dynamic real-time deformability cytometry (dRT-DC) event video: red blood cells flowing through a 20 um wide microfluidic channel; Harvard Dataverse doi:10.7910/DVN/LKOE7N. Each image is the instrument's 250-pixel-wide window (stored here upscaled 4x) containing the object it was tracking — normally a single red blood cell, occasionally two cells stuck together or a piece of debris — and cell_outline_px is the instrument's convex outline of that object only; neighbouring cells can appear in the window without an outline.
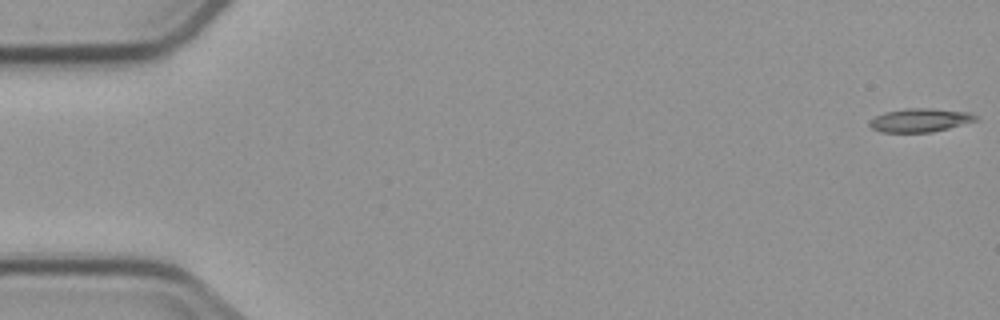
{"species": "common noctule bat (a hibernating species)", "species_latin": "Nyctalus noctula", "temperature_condition": "cold", "stored_images_in_passage": 5, "camera_frame_rate_fps": 3000, "um_per_image_px": 0.085, "animal": {"sex": "male", "body_mass_g": 23.1, "forearm_length_mm": 52.7}, "frame": {"image": 1, "passage_image": 1, "time_ms": 0.0, "image_size_px": [1000, 320], "cell_outline_px": [[980, 120], [932, 132], [880, 132], [872, 128], [868, 124], [876, 116], [884, 112], [908, 108], [932, 108], [972, 112]], "centroid_in_image_um": [78.25, 10.21], "position_along_channel_um": 6.7, "area_um2": 14.62}}
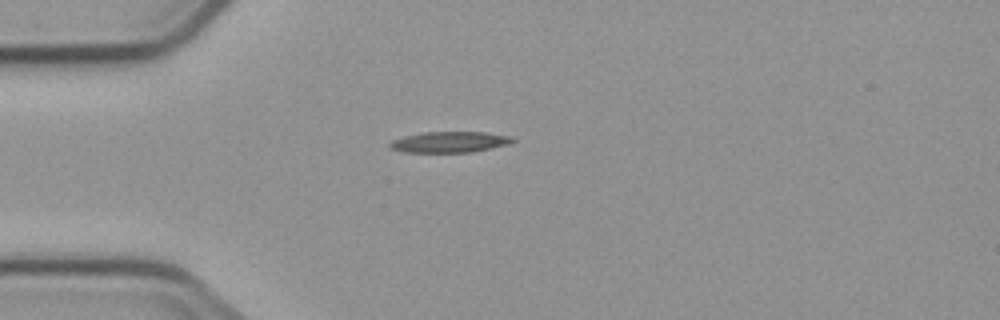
{"frame": {"image": 2, "passage_image": 5, "time_ms": 4.667, "image_size_px": [1000, 320], "cell_outline_px": [[516, 140], [508, 144], [492, 148], [472, 152], [404, 152], [388, 148], [388, 144], [392, 140], [404, 136], [424, 132], [484, 132], [512, 136]], "centroid_in_image_um": [38.21, 12.07], "position_along_channel_um": 46.8, "area_um2": 15.03}}